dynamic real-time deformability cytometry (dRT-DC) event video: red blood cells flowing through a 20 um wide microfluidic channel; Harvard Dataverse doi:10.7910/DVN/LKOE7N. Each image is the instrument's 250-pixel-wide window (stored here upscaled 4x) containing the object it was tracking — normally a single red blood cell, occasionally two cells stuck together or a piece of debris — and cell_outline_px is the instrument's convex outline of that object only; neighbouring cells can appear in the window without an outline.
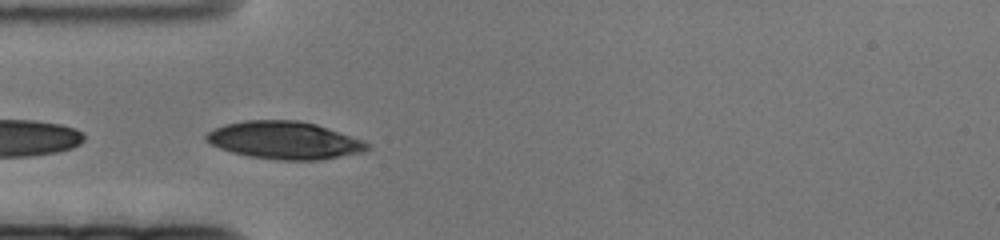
{"species": "human", "species_latin": "Homo sapiens", "temperature_condition": "cold", "stored_images_in_passage": 8, "camera_frame_rate_fps": 3000, "um_per_image_px": 0.085, "donor": {"sex": "female"}, "frame": {"image": 1, "passage_image": 2, "time_ms": 0.333, "image_size_px": [1000, 240], "cell_outline_px": [[372, 148], [364, 152], [320, 160], [280, 160], [248, 156], [232, 152], [220, 148], [212, 144], [204, 136], [212, 128], [224, 124], [244, 120], [300, 120], [316, 124], [364, 140], [372, 144]], "centroid_in_image_um": [24.22, 11.92], "position_along_channel_um": 60.8, "area_um2": 35.55}}
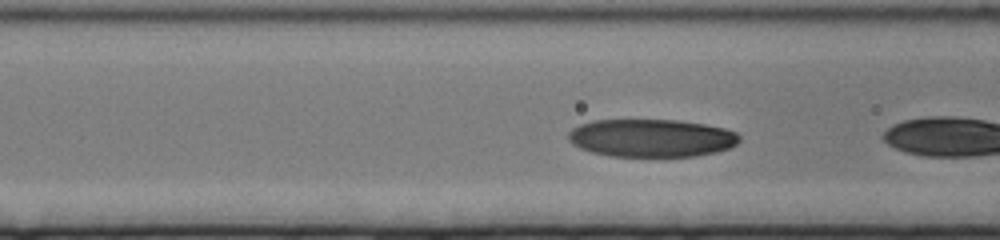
{"frame": {"image": 2, "passage_image": 5, "time_ms": 1.333, "image_size_px": [1000, 240], "cell_outline_px": [[740, 140], [736, 144], [728, 148], [716, 152], [696, 156], [612, 156], [592, 152], [580, 148], [572, 144], [568, 140], [568, 132], [572, 128], [580, 124], [592, 120], [676, 120], [704, 124], [724, 128], [736, 132], [740, 136]], "centroid_in_image_um": [55.35, 11.73], "position_along_channel_um": 111.2, "area_um2": 37.8}}